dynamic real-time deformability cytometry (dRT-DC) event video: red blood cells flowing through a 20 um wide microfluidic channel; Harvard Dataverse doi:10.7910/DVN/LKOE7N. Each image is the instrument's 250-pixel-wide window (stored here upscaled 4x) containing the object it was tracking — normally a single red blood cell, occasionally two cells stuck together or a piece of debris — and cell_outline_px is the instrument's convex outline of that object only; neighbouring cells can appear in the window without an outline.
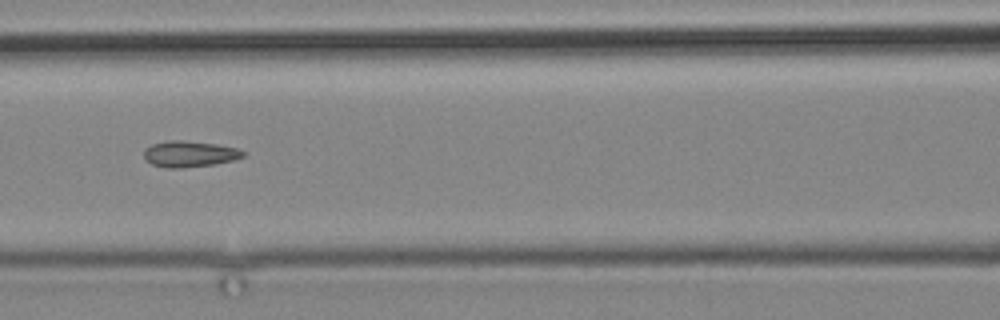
{"species": "common noctule bat (a hibernating species)", "species_latin": "Nyctalus noctula", "temperature_condition": "cold", "stored_images_in_passage": 11, "camera_frame_rate_fps": 3000, "um_per_image_px": 0.085, "animal": {"sex": "male", "body_mass_g": 19.2, "forearm_length_mm": 51.8}, "frame": {"image": 1, "passage_image": 8, "time_ms": 9.333, "image_size_px": [1000, 320], "cell_outline_px": [[244, 156], [232, 160], [216, 164], [180, 168], [168, 168], [152, 164], [144, 156], [144, 148], [152, 144], [168, 140], [180, 140], [216, 144], [236, 148], [244, 152]], "centroid_in_image_um": [16.08, 13.08], "position_along_channel_um": 150.5, "area_um2": 14.91}}
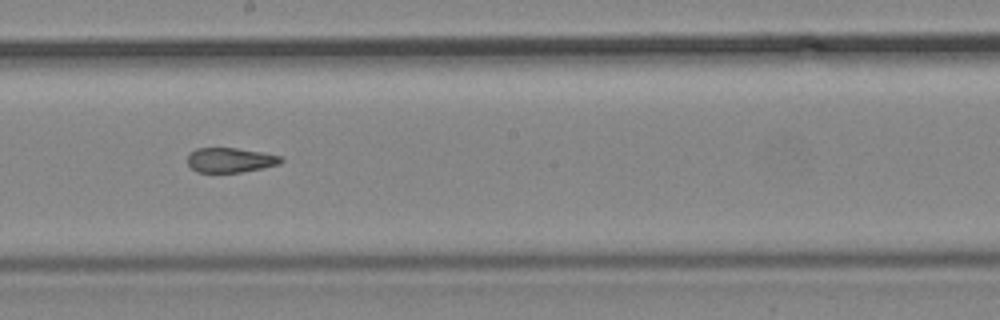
{"frame": {"image": 2, "passage_image": 10, "time_ms": 11.667, "image_size_px": [1000, 320], "cell_outline_px": [[284, 160], [280, 164], [240, 172], [196, 172], [188, 164], [188, 152], [196, 148], [236, 148], [260, 152], [280, 156]], "centroid_in_image_um": [19.54, 13.6], "position_along_channel_um": 228.7, "area_um2": 13.35}}
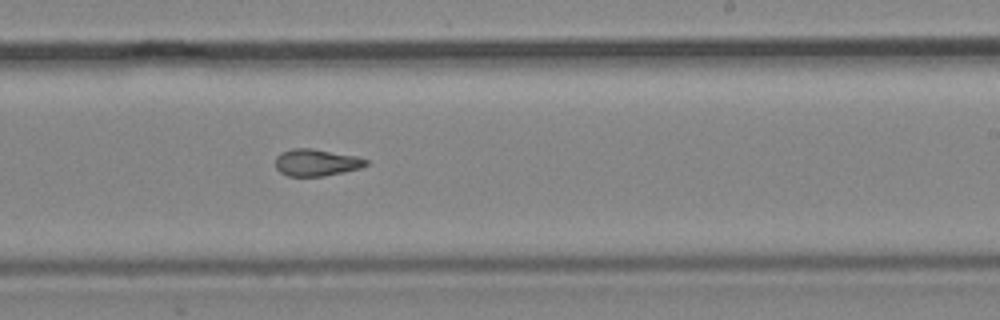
{"frame": {"image": 3, "passage_image": 11, "time_ms": 12.667, "image_size_px": [1000, 320], "cell_outline_px": [[368, 164], [360, 168], [344, 172], [324, 176], [288, 176], [280, 172], [276, 168], [276, 156], [280, 152], [292, 148], [312, 148], [356, 156], [368, 160]], "centroid_in_image_um": [26.87, 13.81], "position_along_channel_um": 262.1, "area_um2": 14.28}}